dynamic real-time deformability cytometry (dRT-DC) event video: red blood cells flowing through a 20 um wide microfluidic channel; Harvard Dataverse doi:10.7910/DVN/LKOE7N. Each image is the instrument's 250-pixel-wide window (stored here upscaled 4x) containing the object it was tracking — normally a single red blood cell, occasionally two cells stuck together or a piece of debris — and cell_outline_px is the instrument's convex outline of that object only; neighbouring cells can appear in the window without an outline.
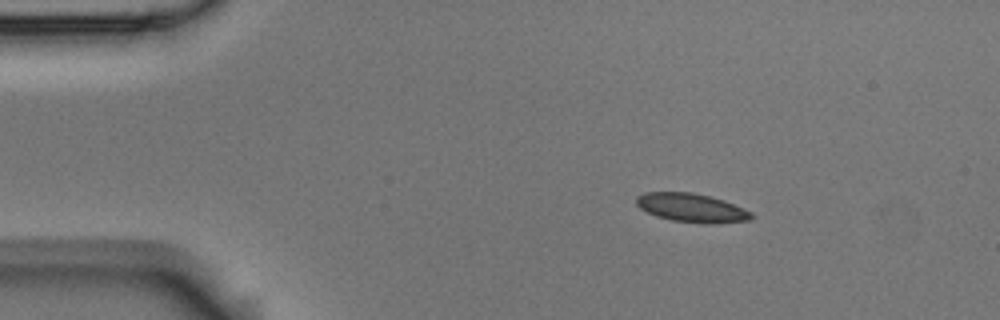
{"species": "Egyptian fruit bat (a non-hibernating species)", "species_latin": "Rousettus aegyptiacus", "temperature_condition": "room temperature", "stored_images_in_passage": 3, "camera_frame_rate_fps": 3000, "um_per_image_px": 0.085, "animal": {"sex": "male"}, "frame": {"image": 1, "passage_image": 1, "time_ms": 0.0, "image_size_px": [1000, 320], "cell_outline_px": [[756, 216], [752, 220], [716, 224], [704, 224], [672, 220], [656, 216], [640, 208], [636, 204], [636, 196], [644, 192], [692, 192], [712, 196], [724, 200], [744, 208], [752, 212]], "centroid_in_image_um": [58.85, 17.67], "position_along_channel_um": 26.2, "area_um2": 19.65}}